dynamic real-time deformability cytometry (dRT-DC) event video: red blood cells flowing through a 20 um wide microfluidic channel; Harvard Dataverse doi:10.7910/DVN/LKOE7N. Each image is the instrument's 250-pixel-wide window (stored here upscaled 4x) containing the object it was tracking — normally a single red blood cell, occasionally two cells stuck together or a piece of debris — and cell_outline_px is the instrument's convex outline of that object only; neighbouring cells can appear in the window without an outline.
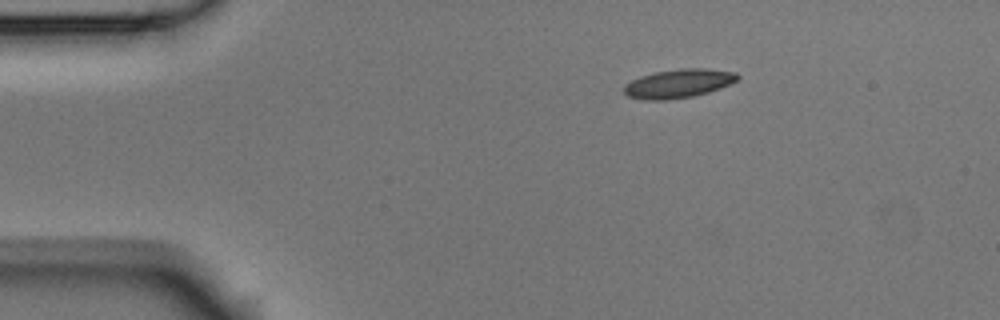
{"species": "Egyptian fruit bat (a non-hibernating species)", "species_latin": "Rousettus aegyptiacus", "temperature_condition": "room temperature", "stored_images_in_passage": 3, "camera_frame_rate_fps": 3000, "um_per_image_px": 0.085, "animal": {"sex": "male"}, "frame": {"image": 1, "passage_image": 1, "time_ms": 0.0, "image_size_px": [1000, 320], "cell_outline_px": [[740, 76], [736, 80], [720, 88], [708, 92], [692, 96], [664, 100], [644, 100], [628, 96], [624, 92], [624, 84], [640, 76], [656, 72], [680, 68], [708, 68], [736, 72]], "centroid_in_image_um": [57.66, 7.09], "position_along_channel_um": 27.3, "area_um2": 18.96}}
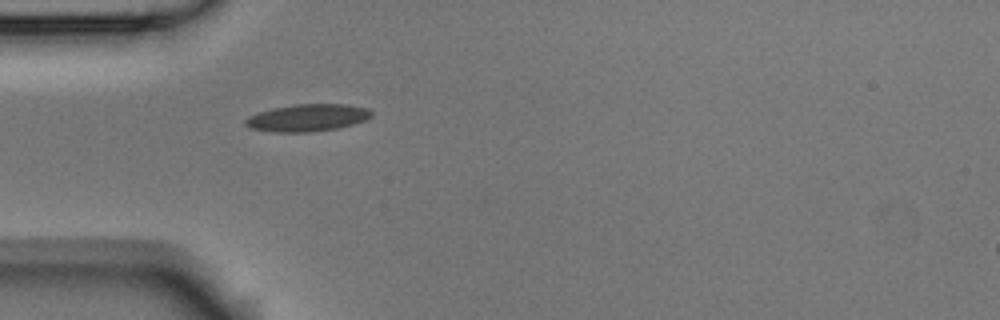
{"frame": {"image": 2, "passage_image": 3, "time_ms": 0.667, "image_size_px": [1000, 320], "cell_outline_px": [[372, 116], [364, 120], [352, 124], [336, 128], [308, 132], [276, 132], [252, 128], [244, 124], [244, 120], [248, 116], [256, 112], [272, 108], [296, 104], [344, 104], [368, 108], [372, 112]], "centroid_in_image_um": [26.1, 10.0], "position_along_channel_um": 58.9, "area_um2": 19.88}}